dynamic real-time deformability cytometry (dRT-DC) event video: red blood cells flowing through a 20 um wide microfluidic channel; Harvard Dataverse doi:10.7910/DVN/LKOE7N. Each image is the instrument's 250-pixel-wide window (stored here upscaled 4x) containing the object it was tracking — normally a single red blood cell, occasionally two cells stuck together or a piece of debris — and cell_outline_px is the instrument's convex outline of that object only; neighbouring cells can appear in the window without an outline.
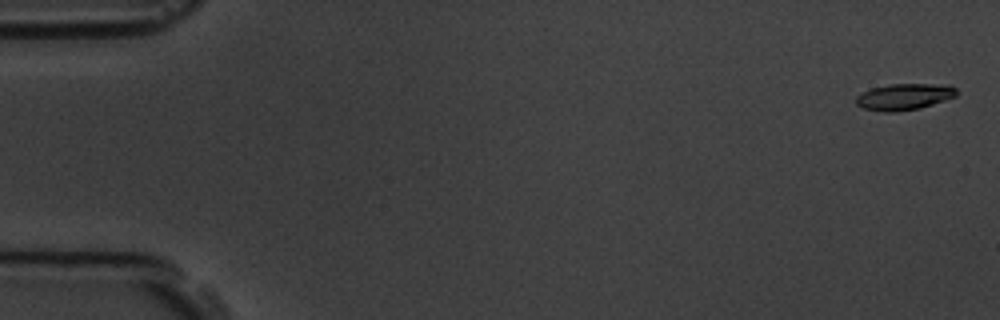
{"species": "common noctule bat (a hibernating species)", "species_latin": "Nyctalus noctula", "temperature_condition": "room temperature", "stored_images_in_passage": 4, "camera_frame_rate_fps": 3000, "um_per_image_px": 0.085, "animal": {"sex": "male", "body_mass_g": 19.5, "forearm_length_mm": 54.6}, "frame": {"image": 1, "passage_image": 1, "time_ms": 0.0, "image_size_px": [1000, 320], "cell_outline_px": [[956, 96], [920, 108], [896, 112], [884, 112], [864, 108], [856, 104], [856, 96], [872, 88], [892, 84], [948, 84], [956, 88]], "centroid_in_image_um": [76.87, 8.22], "position_along_channel_um": 8.1, "area_um2": 15.32}}
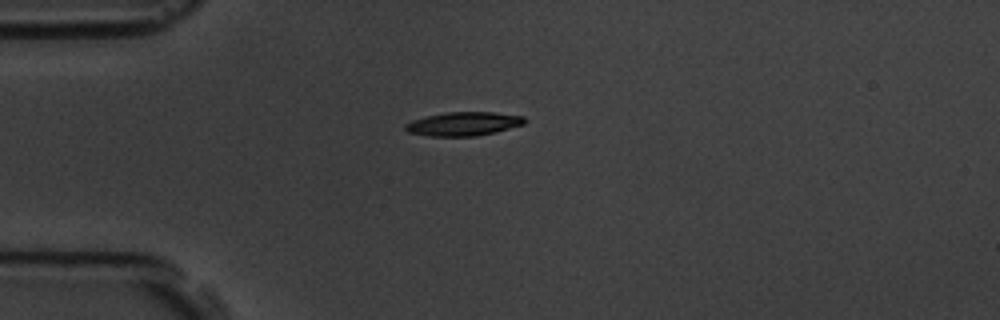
{"frame": {"image": 2, "passage_image": 4, "time_ms": 4.333, "image_size_px": [1000, 320], "cell_outline_px": [[528, 120], [524, 124], [496, 132], [476, 136], [432, 136], [408, 132], [404, 128], [404, 124], [412, 120], [444, 112], [492, 112], [524, 116]], "centroid_in_image_um": [39.42, 10.52], "position_along_channel_um": 45.6, "area_um2": 16.53}}